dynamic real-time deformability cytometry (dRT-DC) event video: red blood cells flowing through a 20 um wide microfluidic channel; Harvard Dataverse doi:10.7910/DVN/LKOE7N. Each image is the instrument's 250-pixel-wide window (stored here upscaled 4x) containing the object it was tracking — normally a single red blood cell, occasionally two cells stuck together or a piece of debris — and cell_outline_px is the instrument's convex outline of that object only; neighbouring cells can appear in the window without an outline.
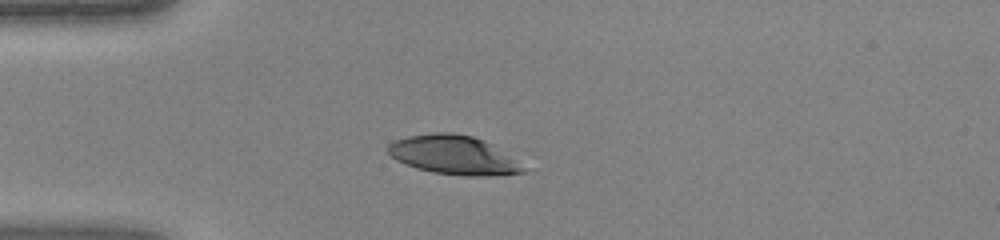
{"species": "human", "species_latin": "Homo sapiens", "temperature_condition": "warm", "stored_images_in_passage": 34, "camera_frame_rate_fps": 3000, "um_per_image_px": 0.085, "donor": {"sex": "female"}, "frame": {"image": 1, "passage_image": 1, "time_ms": 0.0, "image_size_px": [1000, 240], "cell_outline_px": [[528, 168], [524, 172], [504, 176], [464, 176], [432, 172], [416, 168], [404, 164], [396, 160], [388, 152], [388, 144], [392, 140], [408, 136], [432, 132], [452, 132], [472, 136], [484, 140], [524, 160]], "centroid_in_image_um": [38.69, 13.19], "position_along_channel_um": 46.3, "area_um2": 31.79}}
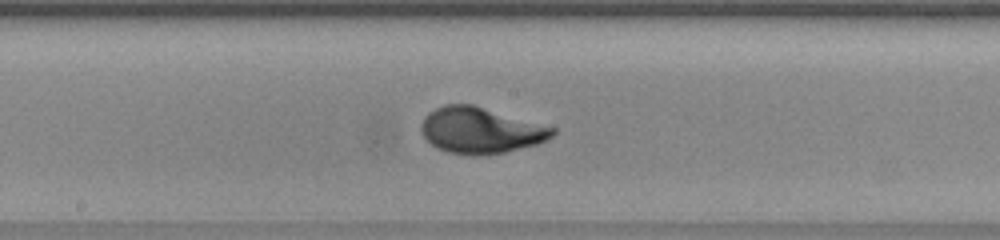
{"frame": {"image": 2, "passage_image": 13, "time_ms": 4.0, "image_size_px": [1000, 240], "cell_outline_px": [[556, 132], [548, 140], [536, 144], [504, 152], [476, 156], [472, 156], [448, 152], [436, 148], [420, 132], [420, 124], [424, 116], [428, 112], [444, 104], [472, 104], [556, 128]], "centroid_in_image_um": [40.82, 11.08], "position_along_channel_um": 207.4, "area_um2": 35.26}}
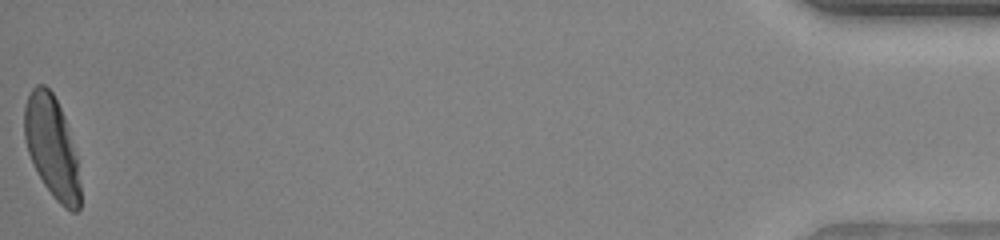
{"frame": {"image": 3, "passage_image": 34, "time_ms": 11.0, "image_size_px": [1000, 240], "cell_outline_px": [[80, 208], [76, 212], [72, 212], [64, 208], [52, 196], [44, 184], [28, 152], [24, 140], [24, 108], [28, 96], [32, 88], [36, 84], [44, 84], [52, 92], [64, 116], [76, 152], [80, 184]], "centroid_in_image_um": [4.41, 12.51], "position_along_channel_um": 430.8, "area_um2": 32.95}}